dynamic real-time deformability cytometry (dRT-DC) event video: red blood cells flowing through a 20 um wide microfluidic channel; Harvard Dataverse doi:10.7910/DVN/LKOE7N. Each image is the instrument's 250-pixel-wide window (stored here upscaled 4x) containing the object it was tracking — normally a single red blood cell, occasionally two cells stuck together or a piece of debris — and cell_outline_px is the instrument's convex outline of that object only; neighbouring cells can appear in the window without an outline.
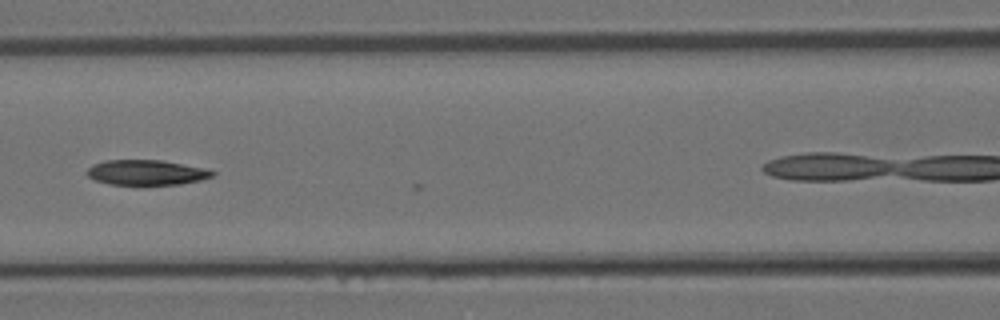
{"species": "Egyptian fruit bat (a non-hibernating species)", "species_latin": "Rousettus aegyptiacus", "temperature_condition": "room temperature", "stored_images_in_passage": 4, "camera_frame_rate_fps": 3000, "um_per_image_px": 0.085, "animal": {"sex": "female"}, "frame": {"image": 1, "passage_image": 3, "time_ms": 0.667, "image_size_px": [1000, 320], "cell_outline_px": [[216, 172], [212, 176], [200, 180], [180, 184], [144, 188], [112, 184], [96, 180], [88, 176], [84, 172], [92, 164], [104, 160], [160, 160], [208, 168]], "centroid_in_image_um": [12.44, 14.7], "position_along_channel_um": 154.2, "area_um2": 19.31}}